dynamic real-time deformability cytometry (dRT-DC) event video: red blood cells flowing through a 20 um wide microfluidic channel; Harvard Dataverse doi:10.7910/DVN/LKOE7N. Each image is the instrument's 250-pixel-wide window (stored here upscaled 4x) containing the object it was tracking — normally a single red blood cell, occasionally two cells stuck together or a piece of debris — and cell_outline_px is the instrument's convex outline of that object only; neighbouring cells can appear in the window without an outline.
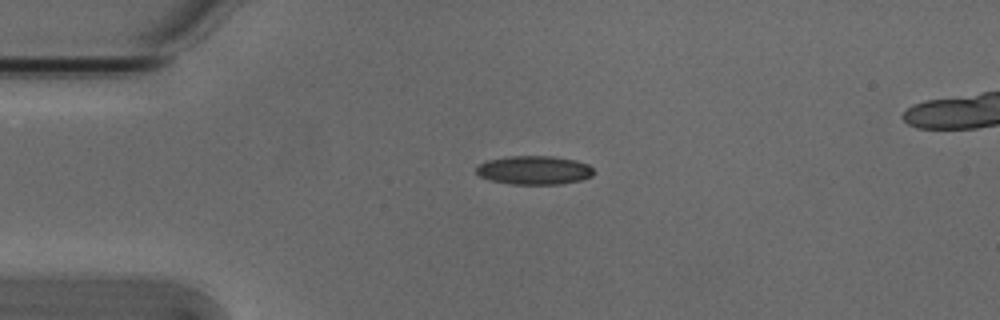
{"species": "Egyptian fruit bat (a non-hibernating species)", "species_latin": "Rousettus aegyptiacus", "temperature_condition": "cold", "stored_images_in_passage": 4, "camera_frame_rate_fps": 3000, "um_per_image_px": 0.085, "animal": {"sex": "male"}, "frame": {"image": 1, "passage_image": 2, "time_ms": 0.333, "image_size_px": [1000, 320], "cell_outline_px": [[592, 176], [580, 180], [560, 184], [512, 184], [488, 180], [480, 176], [476, 172], [476, 168], [480, 164], [488, 160], [508, 156], [552, 156], [576, 160], [588, 164], [592, 168]], "centroid_in_image_um": [45.39, 14.46], "position_along_channel_um": 39.6, "area_um2": 19.59}}